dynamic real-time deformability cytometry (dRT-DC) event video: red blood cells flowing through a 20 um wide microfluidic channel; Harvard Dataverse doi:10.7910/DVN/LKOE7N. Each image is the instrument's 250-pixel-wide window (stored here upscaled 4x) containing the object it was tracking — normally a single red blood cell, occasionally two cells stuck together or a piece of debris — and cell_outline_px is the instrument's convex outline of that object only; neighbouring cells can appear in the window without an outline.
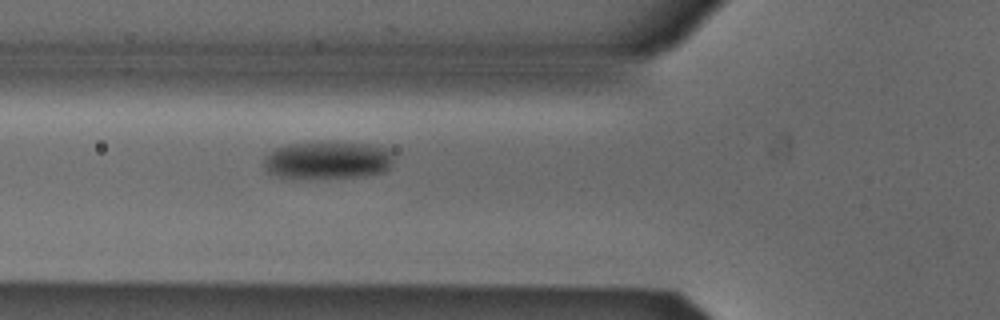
{"species": "Egyptian fruit bat (a non-hibernating species)", "species_latin": "Rousettus aegyptiacus", "temperature_condition": "cold", "stored_images_in_passage": 39, "camera_frame_rate_fps": 3000, "um_per_image_px": 0.085, "animal": {"sex": "male"}, "frame": {"image": 1, "passage_image": 8, "time_ms": 2.333, "image_size_px": [1000, 320], "cell_outline_px": [[392, 164], [384, 172], [364, 176], [308, 180], [276, 176], [268, 172], [264, 168], [264, 160], [276, 148], [288, 144], [328, 140], [368, 144], [384, 148], [392, 152]], "centroid_in_image_um": [27.84, 13.62], "position_along_channel_um": 98.0, "area_um2": 29.36}}
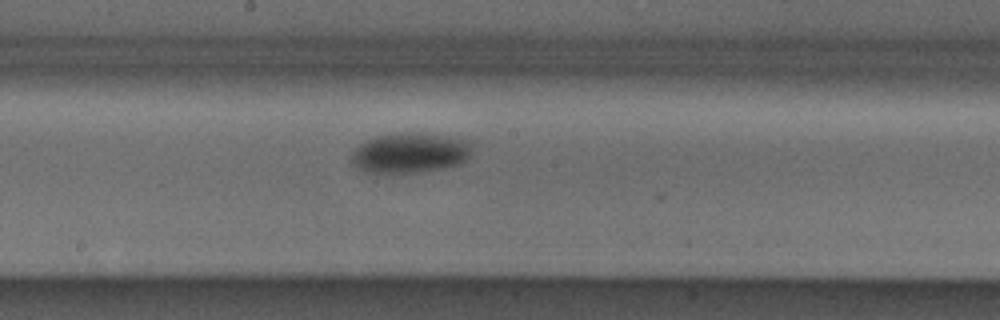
{"frame": {"image": 2, "passage_image": 17, "time_ms": 5.333, "image_size_px": [1000, 320], "cell_outline_px": [[472, 144], [468, 156], [460, 164], [444, 168], [420, 172], [388, 176], [364, 172], [352, 164], [352, 152], [360, 144], [376, 136], [400, 132], [424, 132], [472, 140]], "centroid_in_image_um": [34.83, 13.02], "position_along_channel_um": 213.4, "area_um2": 29.19}}
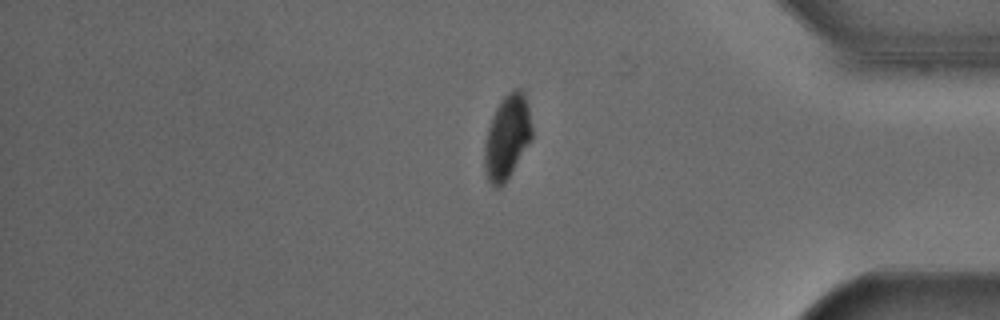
{"frame": {"image": 3, "passage_image": 33, "time_ms": 10.667, "image_size_px": [1000, 320], "cell_outline_px": [[532, 140], [504, 184], [500, 188], [496, 188], [488, 180], [484, 168], [484, 140], [492, 116], [500, 100], [512, 88], [520, 88], [524, 92], [528, 108], [532, 128]], "centroid_in_image_um": [43.1, 11.64], "position_along_channel_um": 392.1, "area_um2": 23.47}, "authors_computed_cell_mechanics": {"area_um2": 28.611, "velocity_mm_per_s": 3.8509, "shape_relaxation_time_tau1_ms": 2.0861, "shape_relaxation_time_tau2_ms": null, "deformation_change_tau1": 0.1013, "deformation_change_tau2": null}}